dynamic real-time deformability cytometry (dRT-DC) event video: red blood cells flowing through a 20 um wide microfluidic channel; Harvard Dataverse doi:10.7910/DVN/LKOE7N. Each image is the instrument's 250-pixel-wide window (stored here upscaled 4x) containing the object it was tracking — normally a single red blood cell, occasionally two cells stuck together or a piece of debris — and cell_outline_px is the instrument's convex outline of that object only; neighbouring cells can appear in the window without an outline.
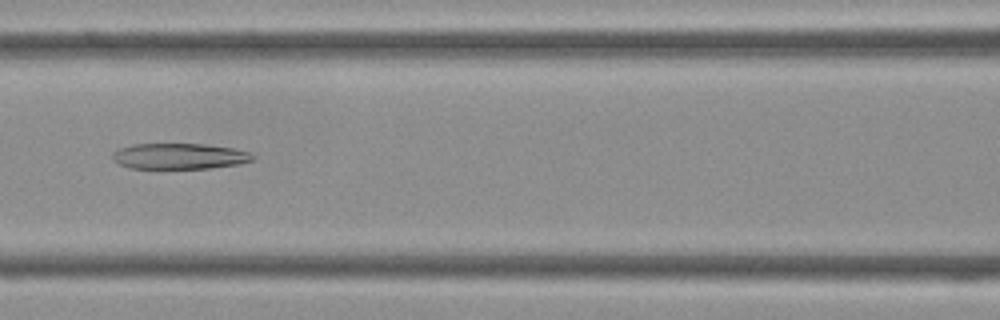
{"species": "Egyptian fruit bat (a non-hibernating species)", "species_latin": "Rousettus aegyptiacus", "temperature_condition": "cold", "stored_images_in_passage": 42, "camera_frame_rate_fps": 3000, "um_per_image_px": 0.085, "frame": {"image": 1, "passage_image": 18, "time_ms": 5.667, "image_size_px": [1000, 320], "cell_outline_px": [[256, 156], [252, 160], [240, 164], [208, 168], [128, 168], [112, 160], [112, 152], [120, 148], [132, 144], [204, 144], [232, 148], [252, 152]], "centroid_in_image_um": [15.25, 13.27], "position_along_channel_um": 151.3, "area_um2": 21.15}}
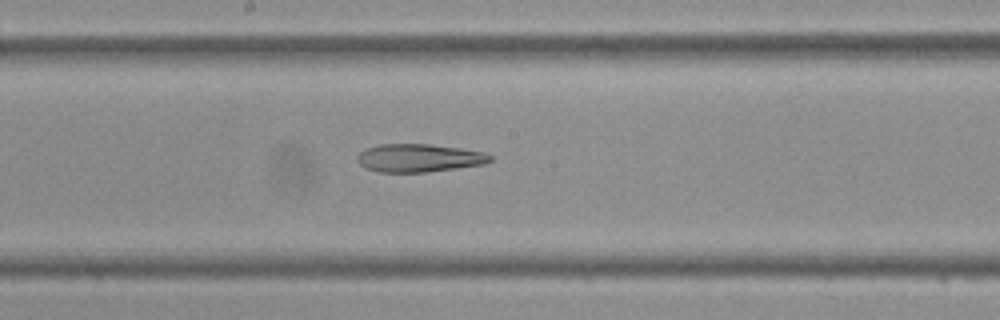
{"frame": {"image": 2, "passage_image": 22, "time_ms": 7.0, "image_size_px": [1000, 320], "cell_outline_px": [[492, 160], [484, 164], [456, 168], [424, 172], [380, 172], [364, 168], [356, 160], [356, 156], [360, 152], [368, 148], [380, 144], [428, 144], [460, 148], [484, 152], [492, 156]], "centroid_in_image_um": [35.6, 13.43], "position_along_channel_um": 212.6, "area_um2": 21.68}}
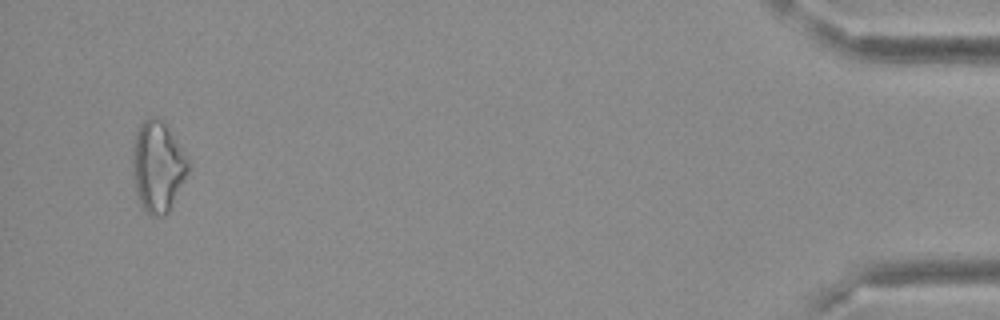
{"frame": {"image": 3, "passage_image": 41, "time_ms": 13.333, "image_size_px": [1000, 320], "cell_outline_px": [[188, 172], [168, 212], [164, 216], [152, 216], [140, 208], [132, 176], [132, 144], [136, 132], [140, 124], [148, 116], [156, 116], [168, 124], [188, 160]], "centroid_in_image_um": [13.37, 14.13], "position_along_channel_um": 421.8, "area_um2": 29.88}}